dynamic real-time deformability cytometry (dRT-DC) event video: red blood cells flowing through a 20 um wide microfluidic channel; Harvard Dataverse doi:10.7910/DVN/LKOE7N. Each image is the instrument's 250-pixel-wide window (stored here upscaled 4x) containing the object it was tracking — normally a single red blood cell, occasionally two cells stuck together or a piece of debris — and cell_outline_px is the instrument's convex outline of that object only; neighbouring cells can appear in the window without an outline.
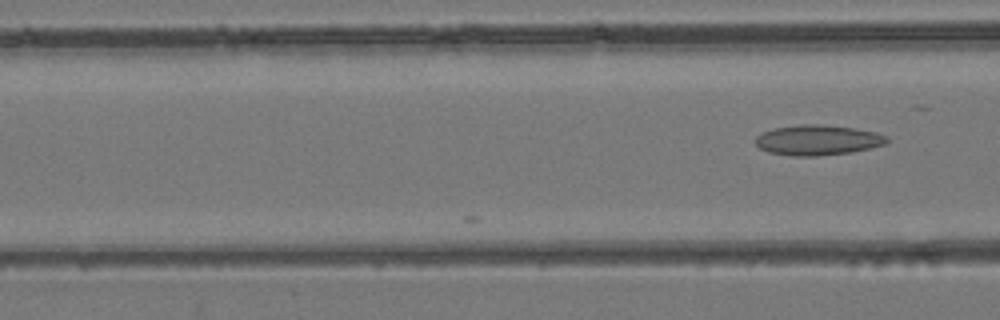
{"species": "common noctule bat (a hibernating species)", "species_latin": "Nyctalus noctula", "temperature_condition": "room temperature", "stored_images_in_passage": 4, "camera_frame_rate_fps": 3000, "um_per_image_px": 0.085, "animal": {"sex": "female", "body_mass_g": 24.6, "forearm_length_mm": 56.2}, "frame": {"image": 1, "passage_image": 4, "time_ms": 1.0, "image_size_px": [1000, 320], "cell_outline_px": [[888, 144], [872, 148], [852, 152], [816, 156], [792, 156], [768, 152], [760, 148], [756, 144], [756, 136], [760, 132], [772, 128], [800, 124], [824, 124], [852, 128], [876, 132], [888, 136]], "centroid_in_image_um": [69.51, 11.9], "position_along_channel_um": 97.1, "area_um2": 23.47}}